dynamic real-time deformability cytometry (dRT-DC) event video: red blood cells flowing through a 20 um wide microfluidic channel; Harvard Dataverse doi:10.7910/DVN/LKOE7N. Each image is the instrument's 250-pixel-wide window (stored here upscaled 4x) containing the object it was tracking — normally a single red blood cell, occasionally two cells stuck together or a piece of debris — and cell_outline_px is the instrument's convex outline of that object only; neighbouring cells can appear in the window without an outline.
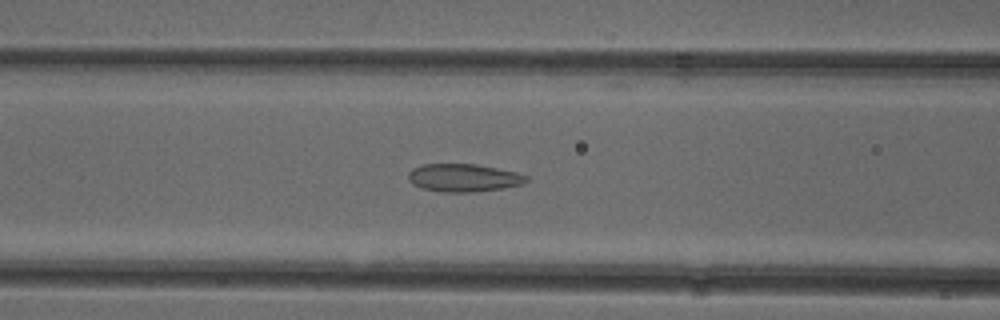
{"species": "common noctule bat (a hibernating species)", "species_latin": "Nyctalus noctula", "temperature_condition": "cold", "stored_images_in_passage": 47, "camera_frame_rate_fps": 3000, "um_per_image_px": 0.085, "animal": {"sex": "female"}, "frame": {"image": 1, "passage_image": 21, "time_ms": 6.667, "image_size_px": [1000, 320], "cell_outline_px": [[528, 180], [524, 184], [504, 188], [476, 192], [444, 192], [420, 188], [412, 184], [408, 180], [408, 172], [412, 168], [420, 164], [476, 164], [516, 172], [528, 176]], "centroid_in_image_um": [39.38, 15.11], "position_along_channel_um": 127.2, "area_um2": 19.42}}
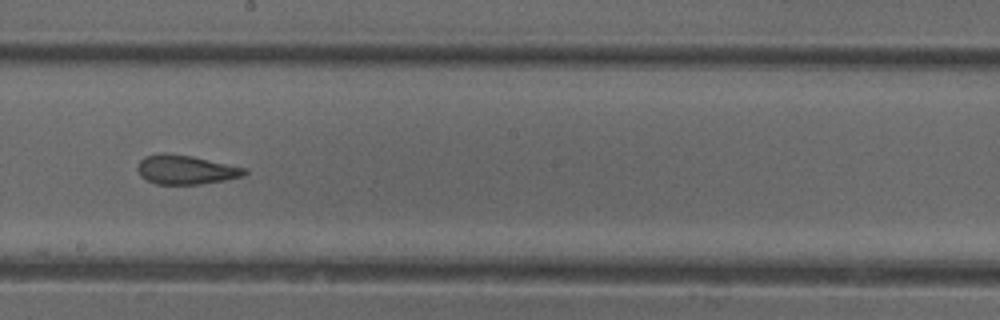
{"frame": {"image": 2, "passage_image": 29, "time_ms": 9.333, "image_size_px": [1000, 320], "cell_outline_px": [[248, 172], [244, 176], [224, 180], [200, 184], [156, 184], [140, 176], [136, 168], [140, 160], [144, 156], [160, 152], [164, 152], [192, 156], [244, 168]], "centroid_in_image_um": [15.73, 14.41], "position_along_channel_um": 232.5, "area_um2": 18.15}}
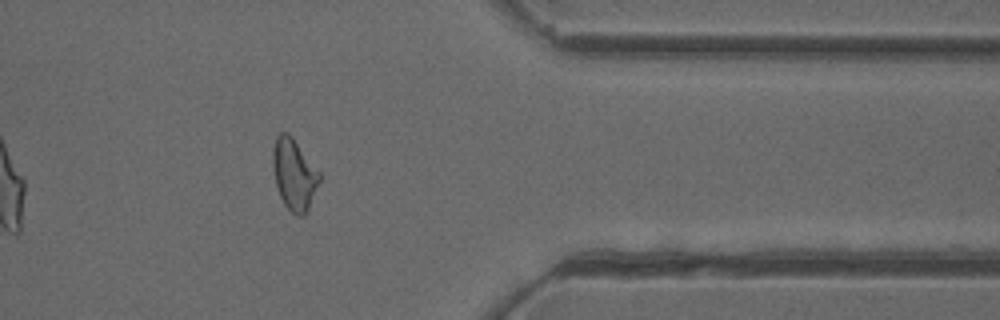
{"frame": {"image": 3, "passage_image": 42, "time_ms": 13.667, "image_size_px": [1000, 320], "cell_outline_px": [[320, 180], [308, 208], [304, 216], [296, 216], [284, 204], [280, 196], [276, 184], [272, 164], [272, 148], [276, 136], [280, 132], [288, 132], [292, 136], [320, 172]], "centroid_in_image_um": [24.98, 14.79], "position_along_channel_um": 386.4, "area_um2": 19.31}, "authors_computed_cell_mechanics": {"area_um2": 19.5942, "velocity_mm_per_s": 3.9506, "shape_relaxation_time_tau1_ms": null, "shape_relaxation_time_tau2_ms": 1.6367, "deformation_change_tau1": null, "deformation_change_tau2": 0.1031}}